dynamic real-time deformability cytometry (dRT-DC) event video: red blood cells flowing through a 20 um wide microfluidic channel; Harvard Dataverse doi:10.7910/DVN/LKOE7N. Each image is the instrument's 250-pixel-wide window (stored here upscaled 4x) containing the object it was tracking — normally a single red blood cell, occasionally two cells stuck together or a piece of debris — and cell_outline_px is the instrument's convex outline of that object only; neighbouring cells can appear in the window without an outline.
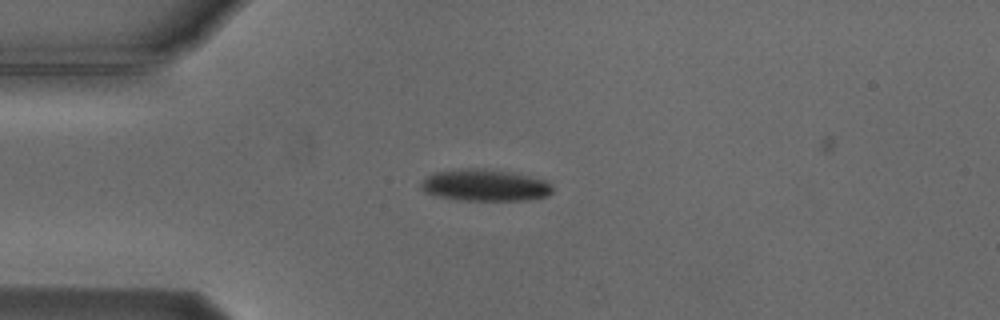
{"species": "Egyptian fruit bat (a non-hibernating species)", "species_latin": "Rousettus aegyptiacus", "temperature_condition": "cold", "stored_images_in_passage": 6, "camera_frame_rate_fps": 3000, "um_per_image_px": 0.085, "animal": {"sex": "male"}, "frame": {"image": 1, "passage_image": 4, "time_ms": 3.667, "image_size_px": [1000, 320], "cell_outline_px": [[552, 192], [548, 196], [528, 200], [460, 200], [436, 196], [424, 192], [420, 188], [420, 180], [424, 176], [432, 172], [460, 168], [484, 168], [512, 172], [544, 180], [552, 184]], "centroid_in_image_um": [41.15, 15.73], "position_along_channel_um": 43.9, "area_um2": 24.8}}
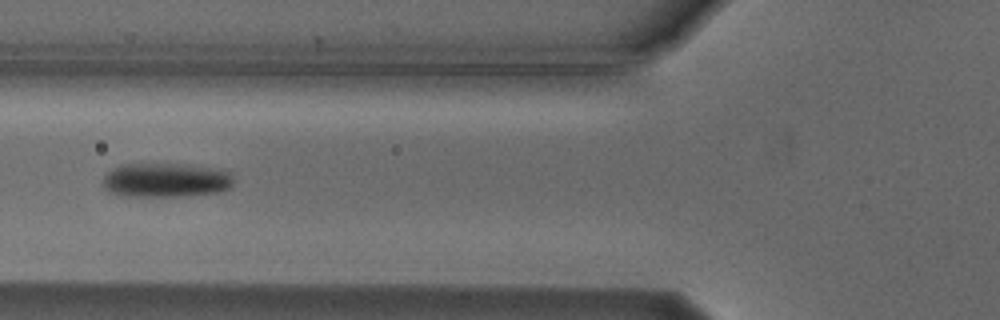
{"frame": {"image": 2, "passage_image": 6, "time_ms": 6.0, "image_size_px": [1000, 320], "cell_outline_px": [[232, 184], [228, 188], [220, 192], [184, 196], [124, 196], [108, 192], [104, 188], [104, 176], [112, 168], [124, 164], [184, 164], [216, 168], [232, 172]], "centroid_in_image_um": [14.1, 15.31], "position_along_channel_um": 111.7, "area_um2": 26.24}}